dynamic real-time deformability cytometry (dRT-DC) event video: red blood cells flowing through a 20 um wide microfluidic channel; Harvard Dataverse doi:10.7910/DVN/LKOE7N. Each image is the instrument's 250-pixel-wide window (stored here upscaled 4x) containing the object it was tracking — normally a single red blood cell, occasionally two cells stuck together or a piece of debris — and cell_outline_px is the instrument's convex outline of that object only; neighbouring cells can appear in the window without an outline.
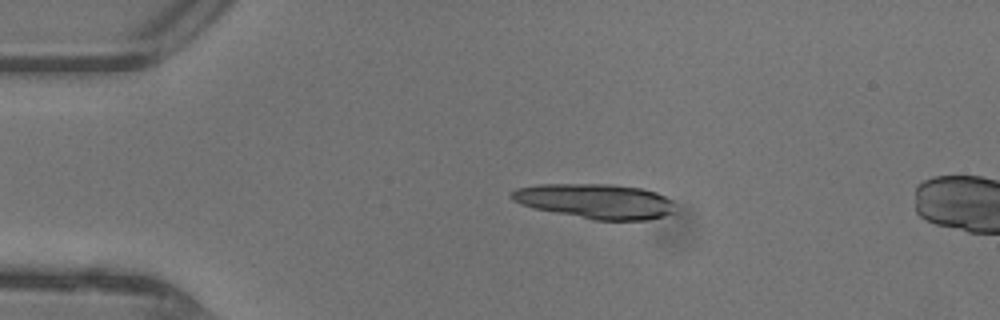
{"species": "common noctule bat (a hibernating species)", "species_latin": "Nyctalus noctula", "temperature_condition": "warm", "stored_images_in_passage": 6, "camera_frame_rate_fps": 3000, "um_per_image_px": 0.085, "animal": {"sex": "female"}, "frame": {"image": 1, "passage_image": 1, "time_ms": 0.0, "image_size_px": [1000, 320], "cell_outline_px": [[672, 212], [664, 216], [648, 220], [592, 220], [532, 208], [520, 204], [512, 200], [508, 196], [516, 188], [536, 184], [612, 184], [640, 188], [656, 192], [672, 200]], "centroid_in_image_um": [50.55, 17.1], "position_along_channel_um": 34.5, "area_um2": 33.35}}